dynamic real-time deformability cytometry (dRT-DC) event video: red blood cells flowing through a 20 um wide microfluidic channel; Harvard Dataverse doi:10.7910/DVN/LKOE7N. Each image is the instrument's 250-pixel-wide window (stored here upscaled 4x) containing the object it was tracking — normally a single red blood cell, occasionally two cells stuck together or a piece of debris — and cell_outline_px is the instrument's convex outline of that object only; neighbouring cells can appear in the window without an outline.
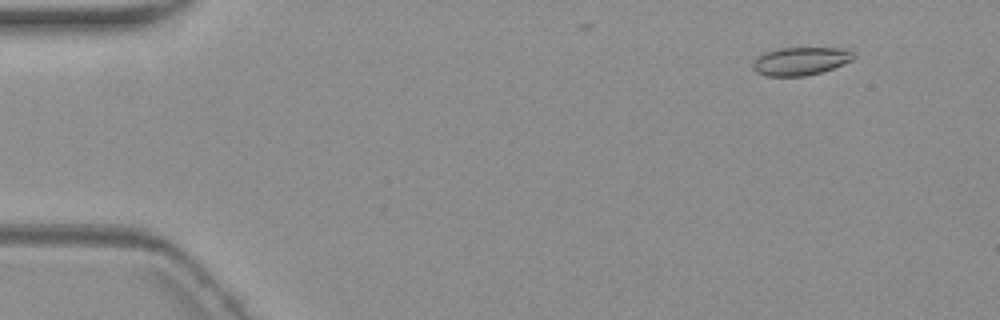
{"species": "common noctule bat (a hibernating species)", "species_latin": "Nyctalus noctula", "temperature_condition": "warm", "stored_images_in_passage": 5, "camera_frame_rate_fps": 3000, "um_per_image_px": 0.085, "animal": {"sex": "female", "body_mass_g": 19.3, "forearm_length_mm": 54.1}, "frame": {"image": 1, "passage_image": 2, "time_ms": 1.0, "image_size_px": [1000, 320], "cell_outline_px": [[856, 56], [852, 60], [844, 64], [820, 72], [804, 76], [764, 76], [756, 72], [752, 68], [752, 64], [756, 56], [764, 52], [776, 48], [836, 48], [852, 52]], "centroid_in_image_um": [67.97, 5.2], "position_along_channel_um": 17.0, "area_um2": 16.53}}